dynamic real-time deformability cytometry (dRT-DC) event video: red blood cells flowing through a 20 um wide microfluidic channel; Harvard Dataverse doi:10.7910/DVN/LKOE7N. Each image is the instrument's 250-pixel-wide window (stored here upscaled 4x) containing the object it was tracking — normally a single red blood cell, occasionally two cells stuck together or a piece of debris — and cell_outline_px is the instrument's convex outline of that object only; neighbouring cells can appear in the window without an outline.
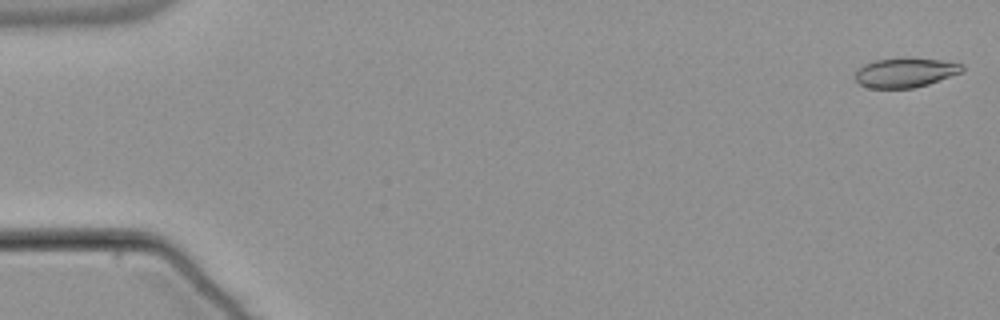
{"species": "common noctule bat (a hibernating species)", "species_latin": "Nyctalus noctula", "temperature_condition": "warm", "stored_images_in_passage": 9, "camera_frame_rate_fps": 3000, "um_per_image_px": 0.085, "animal": {"sex": "male", "body_mass_g": 21.5, "forearm_length_mm": 52.0}, "frame": {"image": 1, "passage_image": 1, "time_ms": 0.0, "image_size_px": [1000, 320], "cell_outline_px": [[964, 72], [928, 84], [912, 88], [868, 88], [860, 84], [856, 80], [856, 72], [864, 64], [876, 60], [900, 56], [908, 56], [940, 60], [964, 64]], "centroid_in_image_um": [76.99, 6.14], "position_along_channel_um": 8.0, "area_um2": 18.79}}